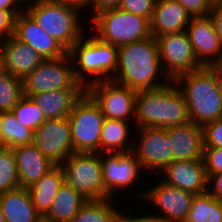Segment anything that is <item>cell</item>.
<instances>
[{
	"mask_svg": "<svg viewBox=\"0 0 222 222\" xmlns=\"http://www.w3.org/2000/svg\"><path fill=\"white\" fill-rule=\"evenodd\" d=\"M33 144L55 165H61L74 152L68 117L45 120L34 131Z\"/></svg>",
	"mask_w": 222,
	"mask_h": 222,
	"instance_id": "9a60e30c",
	"label": "cell"
},
{
	"mask_svg": "<svg viewBox=\"0 0 222 222\" xmlns=\"http://www.w3.org/2000/svg\"><path fill=\"white\" fill-rule=\"evenodd\" d=\"M25 3L24 0H0V9L9 11L14 17L19 15L23 10L24 6L20 4Z\"/></svg>",
	"mask_w": 222,
	"mask_h": 222,
	"instance_id": "7bdbcfd3",
	"label": "cell"
},
{
	"mask_svg": "<svg viewBox=\"0 0 222 222\" xmlns=\"http://www.w3.org/2000/svg\"><path fill=\"white\" fill-rule=\"evenodd\" d=\"M75 153H100V136L105 116L85 92L68 116Z\"/></svg>",
	"mask_w": 222,
	"mask_h": 222,
	"instance_id": "52a82bcc",
	"label": "cell"
},
{
	"mask_svg": "<svg viewBox=\"0 0 222 222\" xmlns=\"http://www.w3.org/2000/svg\"><path fill=\"white\" fill-rule=\"evenodd\" d=\"M65 182V173L61 165H55L37 182L28 187L33 205L40 214H46L52 205V200Z\"/></svg>",
	"mask_w": 222,
	"mask_h": 222,
	"instance_id": "d4e9b609",
	"label": "cell"
},
{
	"mask_svg": "<svg viewBox=\"0 0 222 222\" xmlns=\"http://www.w3.org/2000/svg\"><path fill=\"white\" fill-rule=\"evenodd\" d=\"M68 54L75 77L85 88L92 83L112 79L115 74L118 47L100 40L93 33L87 36L86 32V36L84 34L68 50Z\"/></svg>",
	"mask_w": 222,
	"mask_h": 222,
	"instance_id": "277c9868",
	"label": "cell"
},
{
	"mask_svg": "<svg viewBox=\"0 0 222 222\" xmlns=\"http://www.w3.org/2000/svg\"><path fill=\"white\" fill-rule=\"evenodd\" d=\"M204 148H222V118L202 126Z\"/></svg>",
	"mask_w": 222,
	"mask_h": 222,
	"instance_id": "e575fe53",
	"label": "cell"
},
{
	"mask_svg": "<svg viewBox=\"0 0 222 222\" xmlns=\"http://www.w3.org/2000/svg\"><path fill=\"white\" fill-rule=\"evenodd\" d=\"M61 166L65 173V181L84 198H107L99 153H73Z\"/></svg>",
	"mask_w": 222,
	"mask_h": 222,
	"instance_id": "9c48e42d",
	"label": "cell"
},
{
	"mask_svg": "<svg viewBox=\"0 0 222 222\" xmlns=\"http://www.w3.org/2000/svg\"><path fill=\"white\" fill-rule=\"evenodd\" d=\"M134 122L104 119L100 136V153L129 152L133 150L134 138L131 127Z\"/></svg>",
	"mask_w": 222,
	"mask_h": 222,
	"instance_id": "484cf974",
	"label": "cell"
},
{
	"mask_svg": "<svg viewBox=\"0 0 222 222\" xmlns=\"http://www.w3.org/2000/svg\"><path fill=\"white\" fill-rule=\"evenodd\" d=\"M156 0H121L118 8L151 21Z\"/></svg>",
	"mask_w": 222,
	"mask_h": 222,
	"instance_id": "836d02e7",
	"label": "cell"
},
{
	"mask_svg": "<svg viewBox=\"0 0 222 222\" xmlns=\"http://www.w3.org/2000/svg\"><path fill=\"white\" fill-rule=\"evenodd\" d=\"M185 32L197 60L203 66L216 67L222 65V42L209 16L191 18Z\"/></svg>",
	"mask_w": 222,
	"mask_h": 222,
	"instance_id": "2e32d148",
	"label": "cell"
},
{
	"mask_svg": "<svg viewBox=\"0 0 222 222\" xmlns=\"http://www.w3.org/2000/svg\"><path fill=\"white\" fill-rule=\"evenodd\" d=\"M23 93L30 96L36 93L59 89H86L75 77L69 54L45 59L34 71L22 79Z\"/></svg>",
	"mask_w": 222,
	"mask_h": 222,
	"instance_id": "30bf717a",
	"label": "cell"
},
{
	"mask_svg": "<svg viewBox=\"0 0 222 222\" xmlns=\"http://www.w3.org/2000/svg\"><path fill=\"white\" fill-rule=\"evenodd\" d=\"M155 39L162 68L172 81L181 74L204 67L197 60L185 31L165 34Z\"/></svg>",
	"mask_w": 222,
	"mask_h": 222,
	"instance_id": "5bb4252c",
	"label": "cell"
},
{
	"mask_svg": "<svg viewBox=\"0 0 222 222\" xmlns=\"http://www.w3.org/2000/svg\"><path fill=\"white\" fill-rule=\"evenodd\" d=\"M181 3L192 18L207 17L212 9L211 0H176Z\"/></svg>",
	"mask_w": 222,
	"mask_h": 222,
	"instance_id": "8d00e7d4",
	"label": "cell"
},
{
	"mask_svg": "<svg viewBox=\"0 0 222 222\" xmlns=\"http://www.w3.org/2000/svg\"><path fill=\"white\" fill-rule=\"evenodd\" d=\"M220 81H221V85H222V65H220Z\"/></svg>",
	"mask_w": 222,
	"mask_h": 222,
	"instance_id": "681fc988",
	"label": "cell"
},
{
	"mask_svg": "<svg viewBox=\"0 0 222 222\" xmlns=\"http://www.w3.org/2000/svg\"><path fill=\"white\" fill-rule=\"evenodd\" d=\"M207 192L222 202V172L208 176Z\"/></svg>",
	"mask_w": 222,
	"mask_h": 222,
	"instance_id": "60d3db41",
	"label": "cell"
},
{
	"mask_svg": "<svg viewBox=\"0 0 222 222\" xmlns=\"http://www.w3.org/2000/svg\"><path fill=\"white\" fill-rule=\"evenodd\" d=\"M0 50L3 55L4 70L19 79L25 78L45 60L38 51L14 35L3 39Z\"/></svg>",
	"mask_w": 222,
	"mask_h": 222,
	"instance_id": "d6986e66",
	"label": "cell"
},
{
	"mask_svg": "<svg viewBox=\"0 0 222 222\" xmlns=\"http://www.w3.org/2000/svg\"><path fill=\"white\" fill-rule=\"evenodd\" d=\"M11 111L21 124L33 131L38 129L46 120L40 107L30 97L25 95Z\"/></svg>",
	"mask_w": 222,
	"mask_h": 222,
	"instance_id": "d6a6232c",
	"label": "cell"
},
{
	"mask_svg": "<svg viewBox=\"0 0 222 222\" xmlns=\"http://www.w3.org/2000/svg\"><path fill=\"white\" fill-rule=\"evenodd\" d=\"M173 82L184 96L191 122L203 126L222 118L220 66H204L177 76Z\"/></svg>",
	"mask_w": 222,
	"mask_h": 222,
	"instance_id": "7a4b0ae2",
	"label": "cell"
},
{
	"mask_svg": "<svg viewBox=\"0 0 222 222\" xmlns=\"http://www.w3.org/2000/svg\"><path fill=\"white\" fill-rule=\"evenodd\" d=\"M120 1L121 0H88L86 14L89 12L88 14L91 16L90 19L88 18V20L90 21L96 14L101 11L117 8L120 4Z\"/></svg>",
	"mask_w": 222,
	"mask_h": 222,
	"instance_id": "f35d334b",
	"label": "cell"
},
{
	"mask_svg": "<svg viewBox=\"0 0 222 222\" xmlns=\"http://www.w3.org/2000/svg\"><path fill=\"white\" fill-rule=\"evenodd\" d=\"M86 92L100 106L105 118L134 122L137 91L108 79L90 84Z\"/></svg>",
	"mask_w": 222,
	"mask_h": 222,
	"instance_id": "7c38bea8",
	"label": "cell"
},
{
	"mask_svg": "<svg viewBox=\"0 0 222 222\" xmlns=\"http://www.w3.org/2000/svg\"><path fill=\"white\" fill-rule=\"evenodd\" d=\"M24 96L22 79L4 71L0 74V111H11Z\"/></svg>",
	"mask_w": 222,
	"mask_h": 222,
	"instance_id": "4dcf8cb0",
	"label": "cell"
},
{
	"mask_svg": "<svg viewBox=\"0 0 222 222\" xmlns=\"http://www.w3.org/2000/svg\"><path fill=\"white\" fill-rule=\"evenodd\" d=\"M99 157L107 198L117 199V193L125 189L131 190L130 187H134L135 184L137 186L136 182H140L139 177L144 175V168L133 151L99 153Z\"/></svg>",
	"mask_w": 222,
	"mask_h": 222,
	"instance_id": "8fae6325",
	"label": "cell"
},
{
	"mask_svg": "<svg viewBox=\"0 0 222 222\" xmlns=\"http://www.w3.org/2000/svg\"><path fill=\"white\" fill-rule=\"evenodd\" d=\"M34 131L21 124L12 111L2 112L1 147L33 144Z\"/></svg>",
	"mask_w": 222,
	"mask_h": 222,
	"instance_id": "83f0119b",
	"label": "cell"
},
{
	"mask_svg": "<svg viewBox=\"0 0 222 222\" xmlns=\"http://www.w3.org/2000/svg\"><path fill=\"white\" fill-rule=\"evenodd\" d=\"M189 121L184 96L173 81L164 87L137 93L135 128L166 129Z\"/></svg>",
	"mask_w": 222,
	"mask_h": 222,
	"instance_id": "3957f363",
	"label": "cell"
},
{
	"mask_svg": "<svg viewBox=\"0 0 222 222\" xmlns=\"http://www.w3.org/2000/svg\"><path fill=\"white\" fill-rule=\"evenodd\" d=\"M89 23L94 35L117 47L151 37L150 21L147 18L118 7L99 12Z\"/></svg>",
	"mask_w": 222,
	"mask_h": 222,
	"instance_id": "8992f818",
	"label": "cell"
},
{
	"mask_svg": "<svg viewBox=\"0 0 222 222\" xmlns=\"http://www.w3.org/2000/svg\"><path fill=\"white\" fill-rule=\"evenodd\" d=\"M18 187L15 154L11 148L0 147V194Z\"/></svg>",
	"mask_w": 222,
	"mask_h": 222,
	"instance_id": "1f68e13d",
	"label": "cell"
},
{
	"mask_svg": "<svg viewBox=\"0 0 222 222\" xmlns=\"http://www.w3.org/2000/svg\"><path fill=\"white\" fill-rule=\"evenodd\" d=\"M185 222H222V202L208 192L196 194Z\"/></svg>",
	"mask_w": 222,
	"mask_h": 222,
	"instance_id": "f1b7e54d",
	"label": "cell"
},
{
	"mask_svg": "<svg viewBox=\"0 0 222 222\" xmlns=\"http://www.w3.org/2000/svg\"><path fill=\"white\" fill-rule=\"evenodd\" d=\"M15 17L9 12L0 9V36L5 39L14 35Z\"/></svg>",
	"mask_w": 222,
	"mask_h": 222,
	"instance_id": "ab89813d",
	"label": "cell"
},
{
	"mask_svg": "<svg viewBox=\"0 0 222 222\" xmlns=\"http://www.w3.org/2000/svg\"><path fill=\"white\" fill-rule=\"evenodd\" d=\"M35 222H57V221L43 214L39 215Z\"/></svg>",
	"mask_w": 222,
	"mask_h": 222,
	"instance_id": "f6af8a7d",
	"label": "cell"
},
{
	"mask_svg": "<svg viewBox=\"0 0 222 222\" xmlns=\"http://www.w3.org/2000/svg\"><path fill=\"white\" fill-rule=\"evenodd\" d=\"M3 38L0 36V46L2 45Z\"/></svg>",
	"mask_w": 222,
	"mask_h": 222,
	"instance_id": "816d5d0a",
	"label": "cell"
},
{
	"mask_svg": "<svg viewBox=\"0 0 222 222\" xmlns=\"http://www.w3.org/2000/svg\"><path fill=\"white\" fill-rule=\"evenodd\" d=\"M213 3L215 2H222V0H211Z\"/></svg>",
	"mask_w": 222,
	"mask_h": 222,
	"instance_id": "f907efd6",
	"label": "cell"
},
{
	"mask_svg": "<svg viewBox=\"0 0 222 222\" xmlns=\"http://www.w3.org/2000/svg\"><path fill=\"white\" fill-rule=\"evenodd\" d=\"M158 175L174 187L196 194L207 192L208 177L203 160L173 161Z\"/></svg>",
	"mask_w": 222,
	"mask_h": 222,
	"instance_id": "ac0fdd59",
	"label": "cell"
},
{
	"mask_svg": "<svg viewBox=\"0 0 222 222\" xmlns=\"http://www.w3.org/2000/svg\"><path fill=\"white\" fill-rule=\"evenodd\" d=\"M0 222H5V217H4V214L2 212L1 205H0Z\"/></svg>",
	"mask_w": 222,
	"mask_h": 222,
	"instance_id": "7dc6e473",
	"label": "cell"
},
{
	"mask_svg": "<svg viewBox=\"0 0 222 222\" xmlns=\"http://www.w3.org/2000/svg\"><path fill=\"white\" fill-rule=\"evenodd\" d=\"M5 222H35L40 215L32 203L27 188L18 187L0 194Z\"/></svg>",
	"mask_w": 222,
	"mask_h": 222,
	"instance_id": "cb8c5ba5",
	"label": "cell"
},
{
	"mask_svg": "<svg viewBox=\"0 0 222 222\" xmlns=\"http://www.w3.org/2000/svg\"><path fill=\"white\" fill-rule=\"evenodd\" d=\"M128 211L123 212V210L120 211V208L116 209L114 213L112 214L109 222H152L151 218L149 217V214H143V215H136L137 213H131L133 210L131 207L127 209ZM128 215H127V214ZM126 214V215H125ZM133 216H132V215ZM136 215V216H134Z\"/></svg>",
	"mask_w": 222,
	"mask_h": 222,
	"instance_id": "74e56055",
	"label": "cell"
},
{
	"mask_svg": "<svg viewBox=\"0 0 222 222\" xmlns=\"http://www.w3.org/2000/svg\"><path fill=\"white\" fill-rule=\"evenodd\" d=\"M112 201L115 203L116 199L88 200L71 222H109L117 209Z\"/></svg>",
	"mask_w": 222,
	"mask_h": 222,
	"instance_id": "f546056e",
	"label": "cell"
},
{
	"mask_svg": "<svg viewBox=\"0 0 222 222\" xmlns=\"http://www.w3.org/2000/svg\"><path fill=\"white\" fill-rule=\"evenodd\" d=\"M87 201L65 181L55 194L52 205L45 215L57 222H71Z\"/></svg>",
	"mask_w": 222,
	"mask_h": 222,
	"instance_id": "4316f807",
	"label": "cell"
},
{
	"mask_svg": "<svg viewBox=\"0 0 222 222\" xmlns=\"http://www.w3.org/2000/svg\"><path fill=\"white\" fill-rule=\"evenodd\" d=\"M24 10L68 51L86 34L83 11L74 6L46 0H28ZM82 14V15H81Z\"/></svg>",
	"mask_w": 222,
	"mask_h": 222,
	"instance_id": "5b68a950",
	"label": "cell"
},
{
	"mask_svg": "<svg viewBox=\"0 0 222 222\" xmlns=\"http://www.w3.org/2000/svg\"><path fill=\"white\" fill-rule=\"evenodd\" d=\"M2 112L0 111V147H1Z\"/></svg>",
	"mask_w": 222,
	"mask_h": 222,
	"instance_id": "c3c4849f",
	"label": "cell"
},
{
	"mask_svg": "<svg viewBox=\"0 0 222 222\" xmlns=\"http://www.w3.org/2000/svg\"><path fill=\"white\" fill-rule=\"evenodd\" d=\"M46 1L74 6L84 11L85 13H86V6L88 3V0H46Z\"/></svg>",
	"mask_w": 222,
	"mask_h": 222,
	"instance_id": "ee69618b",
	"label": "cell"
},
{
	"mask_svg": "<svg viewBox=\"0 0 222 222\" xmlns=\"http://www.w3.org/2000/svg\"><path fill=\"white\" fill-rule=\"evenodd\" d=\"M209 17L212 19L214 29L222 42V2L213 3Z\"/></svg>",
	"mask_w": 222,
	"mask_h": 222,
	"instance_id": "b9f144b4",
	"label": "cell"
},
{
	"mask_svg": "<svg viewBox=\"0 0 222 222\" xmlns=\"http://www.w3.org/2000/svg\"><path fill=\"white\" fill-rule=\"evenodd\" d=\"M155 177H158L160 182L158 179V182L156 180L157 184L148 188L149 190L138 191L133 194L136 197L138 194L137 200H140V197L142 201L157 208L155 210L158 212L160 211L158 214L150 213L149 217L152 222H185L195 194L165 183L158 175Z\"/></svg>",
	"mask_w": 222,
	"mask_h": 222,
	"instance_id": "ba28073f",
	"label": "cell"
},
{
	"mask_svg": "<svg viewBox=\"0 0 222 222\" xmlns=\"http://www.w3.org/2000/svg\"><path fill=\"white\" fill-rule=\"evenodd\" d=\"M166 131L172 148V162L202 160L204 152L202 126L189 121L166 128Z\"/></svg>",
	"mask_w": 222,
	"mask_h": 222,
	"instance_id": "ffe728a7",
	"label": "cell"
},
{
	"mask_svg": "<svg viewBox=\"0 0 222 222\" xmlns=\"http://www.w3.org/2000/svg\"><path fill=\"white\" fill-rule=\"evenodd\" d=\"M202 160L207 177L222 172V148H204Z\"/></svg>",
	"mask_w": 222,
	"mask_h": 222,
	"instance_id": "d590c367",
	"label": "cell"
},
{
	"mask_svg": "<svg viewBox=\"0 0 222 222\" xmlns=\"http://www.w3.org/2000/svg\"><path fill=\"white\" fill-rule=\"evenodd\" d=\"M191 16L184 6L176 0H156L150 21L151 36L184 32Z\"/></svg>",
	"mask_w": 222,
	"mask_h": 222,
	"instance_id": "44dd1931",
	"label": "cell"
},
{
	"mask_svg": "<svg viewBox=\"0 0 222 222\" xmlns=\"http://www.w3.org/2000/svg\"><path fill=\"white\" fill-rule=\"evenodd\" d=\"M4 62H3V55L2 52L0 50V74H2L4 72Z\"/></svg>",
	"mask_w": 222,
	"mask_h": 222,
	"instance_id": "bcb514c9",
	"label": "cell"
},
{
	"mask_svg": "<svg viewBox=\"0 0 222 222\" xmlns=\"http://www.w3.org/2000/svg\"><path fill=\"white\" fill-rule=\"evenodd\" d=\"M85 92L86 89H59L29 97L40 107L46 120H53L68 117L74 104Z\"/></svg>",
	"mask_w": 222,
	"mask_h": 222,
	"instance_id": "603a6c76",
	"label": "cell"
},
{
	"mask_svg": "<svg viewBox=\"0 0 222 222\" xmlns=\"http://www.w3.org/2000/svg\"><path fill=\"white\" fill-rule=\"evenodd\" d=\"M14 36L38 51L45 59L59 58L68 53L25 10L15 17Z\"/></svg>",
	"mask_w": 222,
	"mask_h": 222,
	"instance_id": "e0dca14e",
	"label": "cell"
},
{
	"mask_svg": "<svg viewBox=\"0 0 222 222\" xmlns=\"http://www.w3.org/2000/svg\"><path fill=\"white\" fill-rule=\"evenodd\" d=\"M12 150L16 158L20 187L32 186L55 166L34 144L17 146Z\"/></svg>",
	"mask_w": 222,
	"mask_h": 222,
	"instance_id": "7402d4cb",
	"label": "cell"
},
{
	"mask_svg": "<svg viewBox=\"0 0 222 222\" xmlns=\"http://www.w3.org/2000/svg\"><path fill=\"white\" fill-rule=\"evenodd\" d=\"M133 130L137 137L132 136L134 137L132 151L142 164L143 172L148 170L153 172L152 174L160 175L172 163V148L166 129L142 127Z\"/></svg>",
	"mask_w": 222,
	"mask_h": 222,
	"instance_id": "4fadbf2b",
	"label": "cell"
},
{
	"mask_svg": "<svg viewBox=\"0 0 222 222\" xmlns=\"http://www.w3.org/2000/svg\"><path fill=\"white\" fill-rule=\"evenodd\" d=\"M112 80L137 92L158 89L171 83L162 68L155 37L119 46Z\"/></svg>",
	"mask_w": 222,
	"mask_h": 222,
	"instance_id": "6da1fadb",
	"label": "cell"
}]
</instances>
